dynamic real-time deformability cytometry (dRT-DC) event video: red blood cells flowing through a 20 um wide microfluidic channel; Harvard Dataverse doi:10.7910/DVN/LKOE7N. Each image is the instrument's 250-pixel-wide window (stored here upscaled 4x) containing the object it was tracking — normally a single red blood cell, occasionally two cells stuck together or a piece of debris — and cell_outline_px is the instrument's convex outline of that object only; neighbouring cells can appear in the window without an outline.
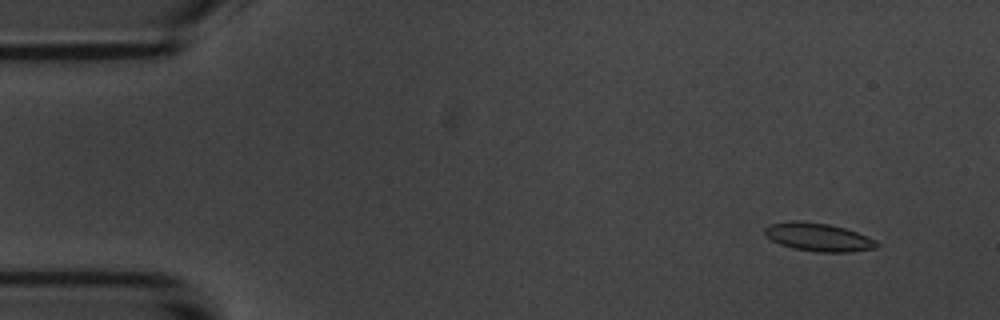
{"species": "common noctule bat (a hibernating species)", "species_latin": "Nyctalus noctula", "temperature_condition": "room temperature", "stored_images_in_passage": 13, "camera_frame_rate_fps": 3000, "um_per_image_px": 0.085, "animal": {"sex": "male", "body_mass_g": 20.1, "forearm_length_mm": 53.5}, "frame": {"image": 1, "passage_image": 2, "time_ms": 1.333, "image_size_px": [1000, 320], "cell_outline_px": [[880, 244], [876, 248], [852, 252], [816, 252], [792, 248], [780, 244], [772, 240], [764, 232], [764, 228], [768, 224], [792, 220], [796, 220], [828, 224], [844, 228], [856, 232], [876, 240]], "centroid_in_image_um": [69.55, 20.16], "position_along_channel_um": 15.4, "area_um2": 18.44}}
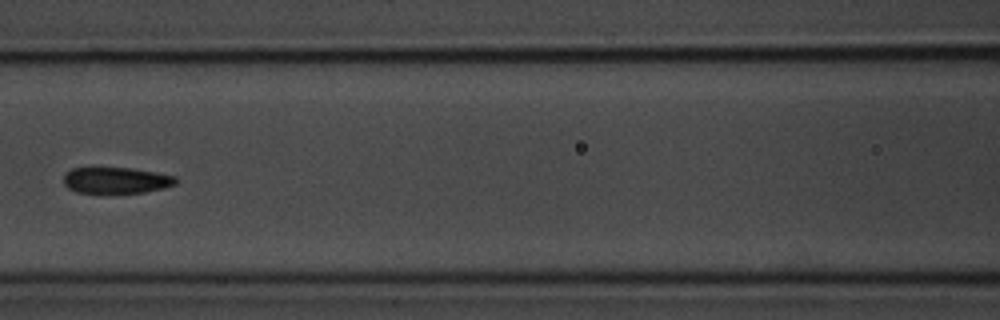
{"frame": {"image": 2, "passage_image": 7, "time_ms": 8.0, "image_size_px": [1000, 320], "cell_outline_px": [[176, 184], [164, 188], [144, 192], [112, 196], [76, 192], [68, 188], [64, 184], [64, 172], [72, 168], [132, 168], [156, 172], [176, 176]], "centroid_in_image_um": [9.84, 15.37], "position_along_channel_um": 156.8, "area_um2": 17.98}}
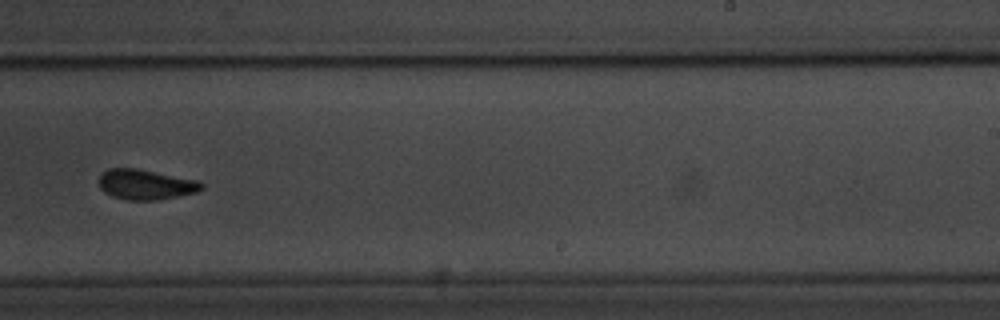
{"frame": {"image": 3, "passage_image": 10, "time_ms": 11.333, "image_size_px": [1000, 320], "cell_outline_px": [[204, 188], [196, 192], [160, 200], [128, 200], [112, 196], [104, 192], [100, 188], [100, 176], [108, 168], [136, 168], [200, 180], [204, 184]], "centroid_in_image_um": [12.42, 15.68], "position_along_channel_um": 276.6, "area_um2": 18.15}, "authors_computed_cell_mechanics": {"area_um2": 18.1492, "velocity_mm_per_s": 3.6196, "shape_relaxation_time_tau1_ms": 4.756, "shape_relaxation_time_tau2_ms": 7.2139, "deformation_change_tau1": 0.15, "deformation_change_tau2": 0.1462}}